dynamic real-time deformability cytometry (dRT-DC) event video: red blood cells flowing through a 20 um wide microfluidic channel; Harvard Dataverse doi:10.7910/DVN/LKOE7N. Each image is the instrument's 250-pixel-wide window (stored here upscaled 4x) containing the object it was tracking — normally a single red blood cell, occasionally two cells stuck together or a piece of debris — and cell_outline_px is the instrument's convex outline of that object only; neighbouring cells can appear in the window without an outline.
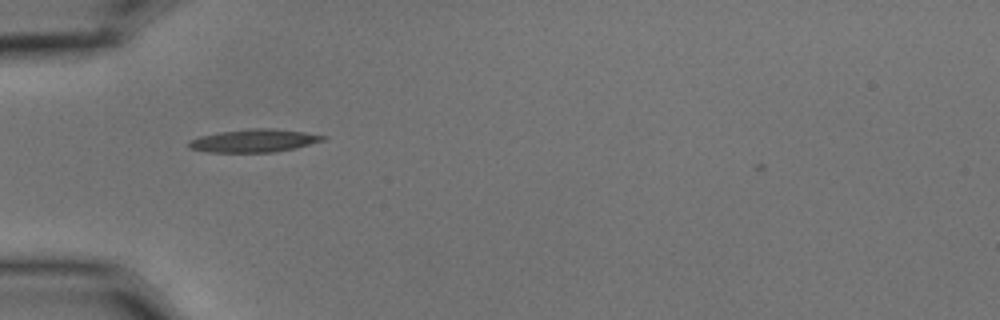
{"species": "common noctule bat (a hibernating species)", "species_latin": "Nyctalus noctula", "temperature_condition": "cold", "stored_images_in_passage": 3, "camera_frame_rate_fps": 3000, "um_per_image_px": 0.085, "animal": {"sex": "male", "body_mass_g": 15.6}, "frame": {"image": 1, "passage_image": 2, "time_ms": 0.333, "image_size_px": [1000, 320], "cell_outline_px": [[328, 136], [324, 140], [292, 148], [272, 152], [208, 152], [188, 148], [188, 140], [200, 136], [220, 132], [252, 128], [272, 128], [304, 132]], "centroid_in_image_um": [21.54, 11.95], "position_along_channel_um": 63.5, "area_um2": 17.74}}
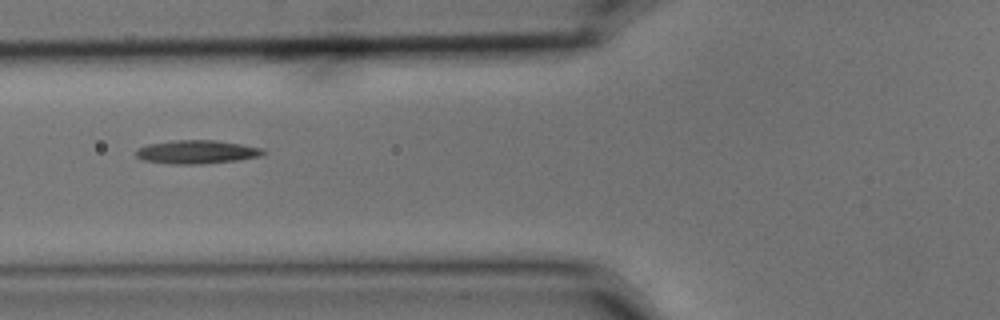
{"frame": {"image": 2, "passage_image": 3, "time_ms": 0.667, "image_size_px": [1000, 320], "cell_outline_px": [[268, 152], [260, 156], [236, 160], [204, 164], [172, 164], [144, 160], [136, 156], [136, 148], [148, 144], [172, 140], [216, 140], [264, 148]], "centroid_in_image_um": [16.74, 12.91], "position_along_channel_um": 109.1, "area_um2": 17.51}}